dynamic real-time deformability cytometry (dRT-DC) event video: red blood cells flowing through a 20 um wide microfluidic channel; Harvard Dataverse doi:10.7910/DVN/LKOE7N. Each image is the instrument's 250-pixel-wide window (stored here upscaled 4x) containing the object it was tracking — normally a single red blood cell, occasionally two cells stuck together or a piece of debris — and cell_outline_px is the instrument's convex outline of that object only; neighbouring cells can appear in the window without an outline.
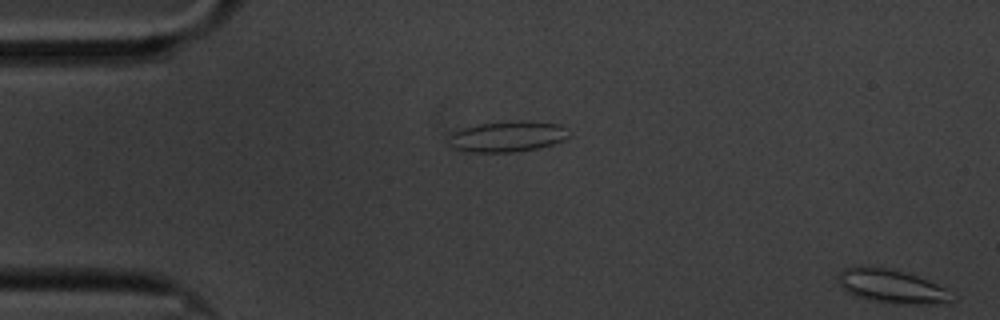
{"species": "common noctule bat (a hibernating species)", "species_latin": "Nyctalus noctula", "temperature_condition": "cold", "stored_images_in_passage": 14, "segment_of_instrument_passage": [2, 2], "camera_frame_rate_fps": 3000, "um_per_image_px": 0.085, "animal": {"sex": "male", "body_mass_g": 20.1, "forearm_length_mm": 53.5}, "frame": {"image": 1, "passage_image": 14, "time_ms": 4.333, "image_size_px": [1000, 320], "cell_outline_px": [[948, 300], [944, 304], [892, 304], [872, 300], [856, 296], [840, 288], [836, 280], [840, 272], [844, 268], [860, 264], [888, 268], [916, 276], [928, 280], [948, 288]], "centroid_in_image_um": [75.69, 24.31], "position_along_channel_um": 9.3, "area_um2": 22.48}}